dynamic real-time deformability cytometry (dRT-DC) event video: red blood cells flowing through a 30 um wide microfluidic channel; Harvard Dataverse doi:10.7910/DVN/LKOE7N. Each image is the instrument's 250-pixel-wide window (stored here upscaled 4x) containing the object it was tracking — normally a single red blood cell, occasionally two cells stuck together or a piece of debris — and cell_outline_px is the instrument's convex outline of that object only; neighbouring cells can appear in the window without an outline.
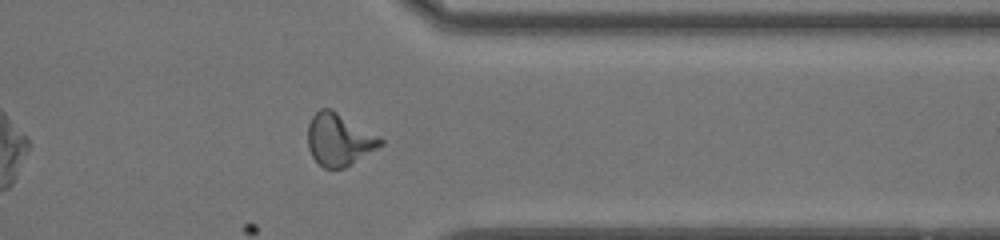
{"species": "common noctule bat (a hibernating species)", "species_latin": "Nyctalus noctula", "temperature_condition": "room temperature", "stored_images_in_passage": 35, "camera_frame_rate_fps": 3000, "um_per_image_px": 0.085, "animal": {"sex": "female", "body_mass_g": 20.0, "forearm_length_mm": 54.0}, "frame": {"image": 1, "passage_image": 35, "time_ms": 11.333, "image_size_px": [1000, 240], "cell_outline_px": [[384, 144], [344, 168], [324, 168], [312, 156], [308, 148], [308, 124], [312, 116], [320, 108], [332, 108], [380, 136], [384, 140]], "centroid_in_image_um": [28.83, 11.84], "position_along_channel_um": 382.6, "area_um2": 22.2}}